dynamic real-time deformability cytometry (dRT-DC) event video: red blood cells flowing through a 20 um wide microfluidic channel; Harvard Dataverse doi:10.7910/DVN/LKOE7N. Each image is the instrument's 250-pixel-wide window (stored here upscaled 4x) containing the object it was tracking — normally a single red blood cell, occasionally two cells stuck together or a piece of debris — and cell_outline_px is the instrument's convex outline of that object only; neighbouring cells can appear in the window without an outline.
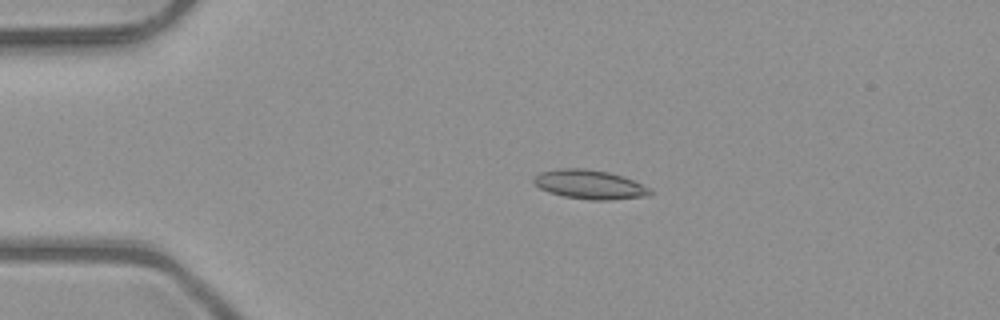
{"species": "common noctule bat (a hibernating species)", "species_latin": "Nyctalus noctula", "temperature_condition": "room temperature", "stored_images_in_passage": 5, "camera_frame_rate_fps": 3000, "um_per_image_px": 0.085, "animal": {"sex": "male", "body_mass_g": 23.1, "forearm_length_mm": 52.7}, "frame": {"image": 1, "passage_image": 4, "time_ms": 1.0, "image_size_px": [1000, 320], "cell_outline_px": [[652, 192], [648, 196], [608, 200], [592, 200], [564, 196], [548, 192], [532, 184], [532, 176], [540, 172], [560, 168], [584, 168], [608, 172], [632, 180], [648, 188]], "centroid_in_image_um": [50.03, 15.68], "position_along_channel_um": 35.0, "area_um2": 19.65}}